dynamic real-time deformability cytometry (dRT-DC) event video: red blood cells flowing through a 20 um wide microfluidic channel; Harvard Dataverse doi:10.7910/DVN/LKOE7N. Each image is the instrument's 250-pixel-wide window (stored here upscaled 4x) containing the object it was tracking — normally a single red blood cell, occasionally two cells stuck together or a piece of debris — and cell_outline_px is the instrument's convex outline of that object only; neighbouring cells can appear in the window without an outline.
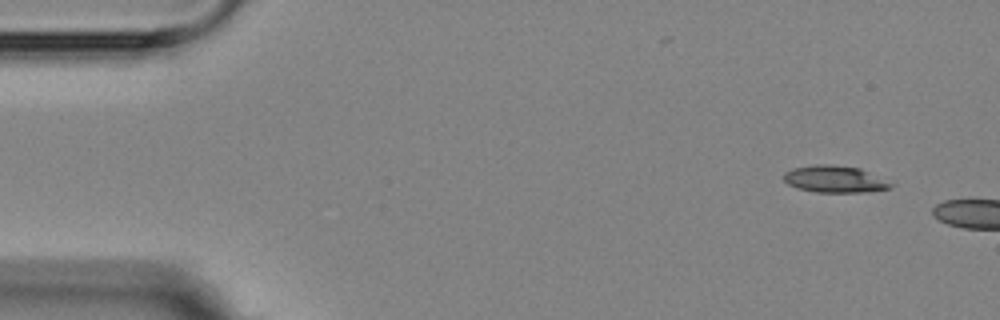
{"species": "Egyptian fruit bat (a non-hibernating species)", "species_latin": "Rousettus aegyptiacus", "temperature_condition": "room temperature", "stored_images_in_passage": 2, "camera_frame_rate_fps": 3000, "um_per_image_px": 0.085, "animal": {"sex": "female"}, "frame": {"image": 1, "passage_image": 1, "time_ms": 0.0, "image_size_px": [1000, 320], "cell_outline_px": [[896, 184], [892, 188], [868, 192], [816, 192], [796, 188], [788, 184], [784, 180], [784, 172], [792, 168], [816, 164], [832, 164], [860, 168]], "centroid_in_image_um": [70.98, 15.23], "position_along_channel_um": 14.0, "area_um2": 16.99}}